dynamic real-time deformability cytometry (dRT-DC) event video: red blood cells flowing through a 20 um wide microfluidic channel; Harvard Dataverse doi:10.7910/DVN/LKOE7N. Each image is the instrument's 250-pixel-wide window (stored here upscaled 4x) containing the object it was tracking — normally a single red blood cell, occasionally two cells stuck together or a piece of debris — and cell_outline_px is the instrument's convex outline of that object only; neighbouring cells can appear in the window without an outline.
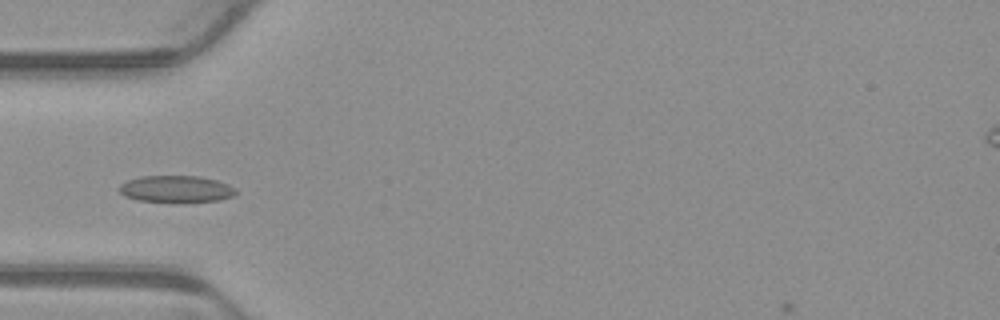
{"species": "common noctule bat (a hibernating species)", "species_latin": "Nyctalus noctula", "temperature_condition": "warm", "stored_images_in_passage": 6, "camera_frame_rate_fps": 3000, "um_per_image_px": 0.085, "animal": {"sex": "male", "body_mass_g": 23.1, "forearm_length_mm": 52.7}, "frame": {"image": 1, "passage_image": 4, "time_ms": 1.0, "image_size_px": [1000, 320], "cell_outline_px": [[236, 192], [232, 196], [220, 200], [176, 204], [136, 200], [124, 196], [116, 188], [120, 184], [128, 180], [140, 176], [200, 176], [216, 180], [228, 184], [236, 188]], "centroid_in_image_um": [14.94, 16.09], "position_along_channel_um": 70.1, "area_um2": 18.9}}
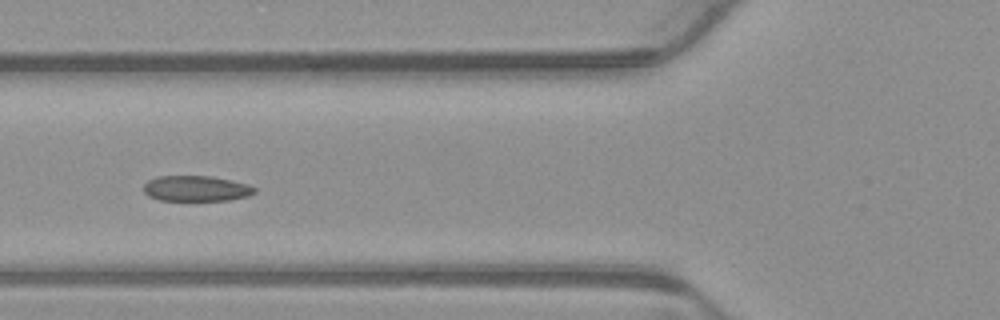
{"frame": {"image": 2, "passage_image": 5, "time_ms": 1.333, "image_size_px": [1000, 320], "cell_outline_px": [[256, 192], [248, 196], [228, 200], [160, 200], [148, 196], [144, 192], [144, 184], [148, 180], [156, 176], [212, 176], [248, 184], [256, 188]], "centroid_in_image_um": [16.67, 16.02], "position_along_channel_um": 109.1, "area_um2": 16.53}}
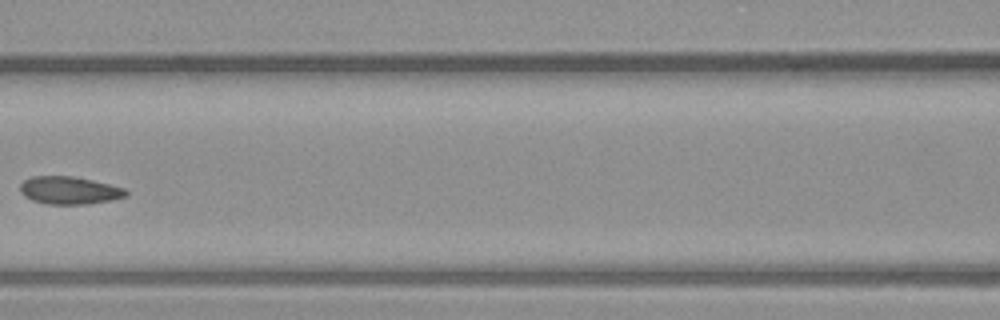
{"frame": {"image": 3, "passage_image": 6, "time_ms": 1.667, "image_size_px": [1000, 320], "cell_outline_px": [[128, 196], [112, 200], [84, 204], [48, 204], [32, 200], [24, 196], [20, 192], [20, 184], [24, 180], [32, 176], [72, 176], [92, 180], [124, 188], [128, 192]], "centroid_in_image_um": [5.88, 16.18], "position_along_channel_um": 160.7, "area_um2": 17.05}}